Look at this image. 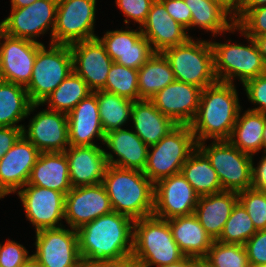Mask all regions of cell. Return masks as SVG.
I'll return each mask as SVG.
<instances>
[{"instance_id":"1","label":"cell","mask_w":266,"mask_h":267,"mask_svg":"<svg viewBox=\"0 0 266 267\" xmlns=\"http://www.w3.org/2000/svg\"><path fill=\"white\" fill-rule=\"evenodd\" d=\"M79 254L87 267L132 257L134 220L112 211L77 230Z\"/></svg>"},{"instance_id":"2","label":"cell","mask_w":266,"mask_h":267,"mask_svg":"<svg viewBox=\"0 0 266 267\" xmlns=\"http://www.w3.org/2000/svg\"><path fill=\"white\" fill-rule=\"evenodd\" d=\"M233 83L217 81L201 90L197 114L190 124L196 144L228 140L242 106Z\"/></svg>"},{"instance_id":"3","label":"cell","mask_w":266,"mask_h":267,"mask_svg":"<svg viewBox=\"0 0 266 267\" xmlns=\"http://www.w3.org/2000/svg\"><path fill=\"white\" fill-rule=\"evenodd\" d=\"M102 183L113 211L133 220L153 215L154 184L143 171L108 165Z\"/></svg>"},{"instance_id":"4","label":"cell","mask_w":266,"mask_h":267,"mask_svg":"<svg viewBox=\"0 0 266 267\" xmlns=\"http://www.w3.org/2000/svg\"><path fill=\"white\" fill-rule=\"evenodd\" d=\"M184 257L167 220L153 215L134 220L132 258L142 267H161Z\"/></svg>"},{"instance_id":"5","label":"cell","mask_w":266,"mask_h":267,"mask_svg":"<svg viewBox=\"0 0 266 267\" xmlns=\"http://www.w3.org/2000/svg\"><path fill=\"white\" fill-rule=\"evenodd\" d=\"M241 36L248 40V45L219 43L211 40L214 61V73L220 82L234 83L239 80L242 85L249 79L266 73V64L253 38L244 34L238 27Z\"/></svg>"},{"instance_id":"6","label":"cell","mask_w":266,"mask_h":267,"mask_svg":"<svg viewBox=\"0 0 266 267\" xmlns=\"http://www.w3.org/2000/svg\"><path fill=\"white\" fill-rule=\"evenodd\" d=\"M162 54L168 60L177 81L193 84L201 89L218 81L214 73L213 50L209 40H194L191 37L187 42L168 48Z\"/></svg>"},{"instance_id":"7","label":"cell","mask_w":266,"mask_h":267,"mask_svg":"<svg viewBox=\"0 0 266 267\" xmlns=\"http://www.w3.org/2000/svg\"><path fill=\"white\" fill-rule=\"evenodd\" d=\"M196 147L190 125H177L158 143L149 146L147 164L143 173L153 184L178 174Z\"/></svg>"},{"instance_id":"8","label":"cell","mask_w":266,"mask_h":267,"mask_svg":"<svg viewBox=\"0 0 266 267\" xmlns=\"http://www.w3.org/2000/svg\"><path fill=\"white\" fill-rule=\"evenodd\" d=\"M73 71L69 45L49 43L42 45L36 55L32 76L26 90L32 103H42Z\"/></svg>"},{"instance_id":"9","label":"cell","mask_w":266,"mask_h":267,"mask_svg":"<svg viewBox=\"0 0 266 267\" xmlns=\"http://www.w3.org/2000/svg\"><path fill=\"white\" fill-rule=\"evenodd\" d=\"M197 143L217 172L221 187L225 191L240 192L252 188L253 156L240 151L228 140Z\"/></svg>"},{"instance_id":"10","label":"cell","mask_w":266,"mask_h":267,"mask_svg":"<svg viewBox=\"0 0 266 267\" xmlns=\"http://www.w3.org/2000/svg\"><path fill=\"white\" fill-rule=\"evenodd\" d=\"M96 0H58L53 44L71 45L97 38Z\"/></svg>"},{"instance_id":"11","label":"cell","mask_w":266,"mask_h":267,"mask_svg":"<svg viewBox=\"0 0 266 267\" xmlns=\"http://www.w3.org/2000/svg\"><path fill=\"white\" fill-rule=\"evenodd\" d=\"M58 0H37L21 8H11L10 15L0 22V30L6 35L27 39L36 43L37 37L50 30V44L56 23Z\"/></svg>"},{"instance_id":"12","label":"cell","mask_w":266,"mask_h":267,"mask_svg":"<svg viewBox=\"0 0 266 267\" xmlns=\"http://www.w3.org/2000/svg\"><path fill=\"white\" fill-rule=\"evenodd\" d=\"M35 234L33 255L42 267H76L82 261L77 230L62 226L42 229Z\"/></svg>"},{"instance_id":"13","label":"cell","mask_w":266,"mask_h":267,"mask_svg":"<svg viewBox=\"0 0 266 267\" xmlns=\"http://www.w3.org/2000/svg\"><path fill=\"white\" fill-rule=\"evenodd\" d=\"M28 221L35 232L64 226L65 195L59 191L35 185H25L17 191ZM60 222V223H59Z\"/></svg>"},{"instance_id":"14","label":"cell","mask_w":266,"mask_h":267,"mask_svg":"<svg viewBox=\"0 0 266 267\" xmlns=\"http://www.w3.org/2000/svg\"><path fill=\"white\" fill-rule=\"evenodd\" d=\"M199 197L181 172L171 175L154 184L153 216L168 220L192 215Z\"/></svg>"},{"instance_id":"15","label":"cell","mask_w":266,"mask_h":267,"mask_svg":"<svg viewBox=\"0 0 266 267\" xmlns=\"http://www.w3.org/2000/svg\"><path fill=\"white\" fill-rule=\"evenodd\" d=\"M42 45L8 36L0 30V80L27 87L37 51Z\"/></svg>"},{"instance_id":"16","label":"cell","mask_w":266,"mask_h":267,"mask_svg":"<svg viewBox=\"0 0 266 267\" xmlns=\"http://www.w3.org/2000/svg\"><path fill=\"white\" fill-rule=\"evenodd\" d=\"M113 211L103 183L72 187L65 195L64 220L68 227H80Z\"/></svg>"},{"instance_id":"17","label":"cell","mask_w":266,"mask_h":267,"mask_svg":"<svg viewBox=\"0 0 266 267\" xmlns=\"http://www.w3.org/2000/svg\"><path fill=\"white\" fill-rule=\"evenodd\" d=\"M27 127H22V135L40 153L64 152L70 146L66 113L43 109L30 118Z\"/></svg>"},{"instance_id":"18","label":"cell","mask_w":266,"mask_h":267,"mask_svg":"<svg viewBox=\"0 0 266 267\" xmlns=\"http://www.w3.org/2000/svg\"><path fill=\"white\" fill-rule=\"evenodd\" d=\"M39 150L23 135L0 159V199L15 194L29 180Z\"/></svg>"},{"instance_id":"19","label":"cell","mask_w":266,"mask_h":267,"mask_svg":"<svg viewBox=\"0 0 266 267\" xmlns=\"http://www.w3.org/2000/svg\"><path fill=\"white\" fill-rule=\"evenodd\" d=\"M73 58V71L79 75L88 88L94 92L105 87L107 75L113 60L98 38L69 45Z\"/></svg>"},{"instance_id":"20","label":"cell","mask_w":266,"mask_h":267,"mask_svg":"<svg viewBox=\"0 0 266 267\" xmlns=\"http://www.w3.org/2000/svg\"><path fill=\"white\" fill-rule=\"evenodd\" d=\"M128 28L129 25L126 30H108L103 37L97 38L105 46L113 62L138 70L155 52L140 28Z\"/></svg>"},{"instance_id":"21","label":"cell","mask_w":266,"mask_h":267,"mask_svg":"<svg viewBox=\"0 0 266 267\" xmlns=\"http://www.w3.org/2000/svg\"><path fill=\"white\" fill-rule=\"evenodd\" d=\"M201 90L196 85L175 80L149 100L177 125H190L198 111Z\"/></svg>"},{"instance_id":"22","label":"cell","mask_w":266,"mask_h":267,"mask_svg":"<svg viewBox=\"0 0 266 267\" xmlns=\"http://www.w3.org/2000/svg\"><path fill=\"white\" fill-rule=\"evenodd\" d=\"M140 29L155 53L183 44L192 37L186 28L167 13L160 0L152 3L147 19Z\"/></svg>"},{"instance_id":"23","label":"cell","mask_w":266,"mask_h":267,"mask_svg":"<svg viewBox=\"0 0 266 267\" xmlns=\"http://www.w3.org/2000/svg\"><path fill=\"white\" fill-rule=\"evenodd\" d=\"M108 165L143 171L147 164L149 146L133 131L119 128L105 134L103 145ZM117 159L115 158V156Z\"/></svg>"},{"instance_id":"24","label":"cell","mask_w":266,"mask_h":267,"mask_svg":"<svg viewBox=\"0 0 266 267\" xmlns=\"http://www.w3.org/2000/svg\"><path fill=\"white\" fill-rule=\"evenodd\" d=\"M64 153L72 187L102 183L108 167L102 146H69Z\"/></svg>"},{"instance_id":"25","label":"cell","mask_w":266,"mask_h":267,"mask_svg":"<svg viewBox=\"0 0 266 267\" xmlns=\"http://www.w3.org/2000/svg\"><path fill=\"white\" fill-rule=\"evenodd\" d=\"M70 146H94L95 138L103 144L105 133L100 121L96 94L82 99L68 114Z\"/></svg>"},{"instance_id":"26","label":"cell","mask_w":266,"mask_h":267,"mask_svg":"<svg viewBox=\"0 0 266 267\" xmlns=\"http://www.w3.org/2000/svg\"><path fill=\"white\" fill-rule=\"evenodd\" d=\"M238 201V192L221 191L200 196L194 215L213 241L217 240Z\"/></svg>"},{"instance_id":"27","label":"cell","mask_w":266,"mask_h":267,"mask_svg":"<svg viewBox=\"0 0 266 267\" xmlns=\"http://www.w3.org/2000/svg\"><path fill=\"white\" fill-rule=\"evenodd\" d=\"M130 122L133 123V129H135L133 131L148 146L158 143L177 126L148 99L133 102Z\"/></svg>"},{"instance_id":"28","label":"cell","mask_w":266,"mask_h":267,"mask_svg":"<svg viewBox=\"0 0 266 267\" xmlns=\"http://www.w3.org/2000/svg\"><path fill=\"white\" fill-rule=\"evenodd\" d=\"M26 185L53 189L66 195L72 186L65 153H40Z\"/></svg>"},{"instance_id":"29","label":"cell","mask_w":266,"mask_h":267,"mask_svg":"<svg viewBox=\"0 0 266 267\" xmlns=\"http://www.w3.org/2000/svg\"><path fill=\"white\" fill-rule=\"evenodd\" d=\"M167 221L171 228L173 239L185 256L200 258L207 255L213 240L194 214L177 216Z\"/></svg>"},{"instance_id":"30","label":"cell","mask_w":266,"mask_h":267,"mask_svg":"<svg viewBox=\"0 0 266 267\" xmlns=\"http://www.w3.org/2000/svg\"><path fill=\"white\" fill-rule=\"evenodd\" d=\"M41 103H32L26 87L0 80V127H23L19 124Z\"/></svg>"},{"instance_id":"31","label":"cell","mask_w":266,"mask_h":267,"mask_svg":"<svg viewBox=\"0 0 266 267\" xmlns=\"http://www.w3.org/2000/svg\"><path fill=\"white\" fill-rule=\"evenodd\" d=\"M191 10V28L211 32L212 36L237 31L234 18L221 6L209 0H184Z\"/></svg>"},{"instance_id":"32","label":"cell","mask_w":266,"mask_h":267,"mask_svg":"<svg viewBox=\"0 0 266 267\" xmlns=\"http://www.w3.org/2000/svg\"><path fill=\"white\" fill-rule=\"evenodd\" d=\"M241 112L240 110L228 141L243 153L255 156L262 150L266 114L248 109L242 115Z\"/></svg>"},{"instance_id":"33","label":"cell","mask_w":266,"mask_h":267,"mask_svg":"<svg viewBox=\"0 0 266 267\" xmlns=\"http://www.w3.org/2000/svg\"><path fill=\"white\" fill-rule=\"evenodd\" d=\"M181 173L199 196L223 191L217 172L198 147L188 156Z\"/></svg>"},{"instance_id":"34","label":"cell","mask_w":266,"mask_h":267,"mask_svg":"<svg viewBox=\"0 0 266 267\" xmlns=\"http://www.w3.org/2000/svg\"><path fill=\"white\" fill-rule=\"evenodd\" d=\"M175 80L174 72L165 56L162 53H154L138 69L139 96L149 100Z\"/></svg>"},{"instance_id":"35","label":"cell","mask_w":266,"mask_h":267,"mask_svg":"<svg viewBox=\"0 0 266 267\" xmlns=\"http://www.w3.org/2000/svg\"><path fill=\"white\" fill-rule=\"evenodd\" d=\"M104 133L123 128L130 121L133 102L115 93L94 91Z\"/></svg>"},{"instance_id":"36","label":"cell","mask_w":266,"mask_h":267,"mask_svg":"<svg viewBox=\"0 0 266 267\" xmlns=\"http://www.w3.org/2000/svg\"><path fill=\"white\" fill-rule=\"evenodd\" d=\"M91 93L87 83L72 71L41 104H47L50 110L68 114Z\"/></svg>"},{"instance_id":"37","label":"cell","mask_w":266,"mask_h":267,"mask_svg":"<svg viewBox=\"0 0 266 267\" xmlns=\"http://www.w3.org/2000/svg\"><path fill=\"white\" fill-rule=\"evenodd\" d=\"M256 232L257 230L247 211L237 201L217 241L244 245Z\"/></svg>"},{"instance_id":"38","label":"cell","mask_w":266,"mask_h":267,"mask_svg":"<svg viewBox=\"0 0 266 267\" xmlns=\"http://www.w3.org/2000/svg\"><path fill=\"white\" fill-rule=\"evenodd\" d=\"M132 101L142 100L139 96L138 70L113 62L102 89Z\"/></svg>"},{"instance_id":"39","label":"cell","mask_w":266,"mask_h":267,"mask_svg":"<svg viewBox=\"0 0 266 267\" xmlns=\"http://www.w3.org/2000/svg\"><path fill=\"white\" fill-rule=\"evenodd\" d=\"M205 258L213 267H250L244 245L213 241Z\"/></svg>"},{"instance_id":"40","label":"cell","mask_w":266,"mask_h":267,"mask_svg":"<svg viewBox=\"0 0 266 267\" xmlns=\"http://www.w3.org/2000/svg\"><path fill=\"white\" fill-rule=\"evenodd\" d=\"M238 201L247 211L256 230L266 229V192L249 188L238 192Z\"/></svg>"},{"instance_id":"41","label":"cell","mask_w":266,"mask_h":267,"mask_svg":"<svg viewBox=\"0 0 266 267\" xmlns=\"http://www.w3.org/2000/svg\"><path fill=\"white\" fill-rule=\"evenodd\" d=\"M235 25L247 36L266 34V6L254 9H238Z\"/></svg>"},{"instance_id":"42","label":"cell","mask_w":266,"mask_h":267,"mask_svg":"<svg viewBox=\"0 0 266 267\" xmlns=\"http://www.w3.org/2000/svg\"><path fill=\"white\" fill-rule=\"evenodd\" d=\"M155 0H115L117 7L123 12L124 23L128 25L131 19L139 25V28L145 23L151 5Z\"/></svg>"},{"instance_id":"43","label":"cell","mask_w":266,"mask_h":267,"mask_svg":"<svg viewBox=\"0 0 266 267\" xmlns=\"http://www.w3.org/2000/svg\"><path fill=\"white\" fill-rule=\"evenodd\" d=\"M248 100L254 105V108L248 110L266 114V73L249 79L243 84Z\"/></svg>"},{"instance_id":"44","label":"cell","mask_w":266,"mask_h":267,"mask_svg":"<svg viewBox=\"0 0 266 267\" xmlns=\"http://www.w3.org/2000/svg\"><path fill=\"white\" fill-rule=\"evenodd\" d=\"M26 247L13 240L0 244V267H21L31 256Z\"/></svg>"},{"instance_id":"45","label":"cell","mask_w":266,"mask_h":267,"mask_svg":"<svg viewBox=\"0 0 266 267\" xmlns=\"http://www.w3.org/2000/svg\"><path fill=\"white\" fill-rule=\"evenodd\" d=\"M244 246L250 267L266 264V229L257 230Z\"/></svg>"},{"instance_id":"46","label":"cell","mask_w":266,"mask_h":267,"mask_svg":"<svg viewBox=\"0 0 266 267\" xmlns=\"http://www.w3.org/2000/svg\"><path fill=\"white\" fill-rule=\"evenodd\" d=\"M167 13L187 31L191 28V10L184 0H160Z\"/></svg>"},{"instance_id":"47","label":"cell","mask_w":266,"mask_h":267,"mask_svg":"<svg viewBox=\"0 0 266 267\" xmlns=\"http://www.w3.org/2000/svg\"><path fill=\"white\" fill-rule=\"evenodd\" d=\"M22 135V127H0V159Z\"/></svg>"},{"instance_id":"48","label":"cell","mask_w":266,"mask_h":267,"mask_svg":"<svg viewBox=\"0 0 266 267\" xmlns=\"http://www.w3.org/2000/svg\"><path fill=\"white\" fill-rule=\"evenodd\" d=\"M262 154L257 166L254 165V156L252 159V188L266 192V152Z\"/></svg>"},{"instance_id":"49","label":"cell","mask_w":266,"mask_h":267,"mask_svg":"<svg viewBox=\"0 0 266 267\" xmlns=\"http://www.w3.org/2000/svg\"><path fill=\"white\" fill-rule=\"evenodd\" d=\"M224 8L236 20L240 0H209Z\"/></svg>"},{"instance_id":"50","label":"cell","mask_w":266,"mask_h":267,"mask_svg":"<svg viewBox=\"0 0 266 267\" xmlns=\"http://www.w3.org/2000/svg\"><path fill=\"white\" fill-rule=\"evenodd\" d=\"M93 267H142L135 259L128 258L119 262H111L108 264L96 265Z\"/></svg>"},{"instance_id":"51","label":"cell","mask_w":266,"mask_h":267,"mask_svg":"<svg viewBox=\"0 0 266 267\" xmlns=\"http://www.w3.org/2000/svg\"><path fill=\"white\" fill-rule=\"evenodd\" d=\"M266 6V0H240L239 9H254Z\"/></svg>"},{"instance_id":"52","label":"cell","mask_w":266,"mask_h":267,"mask_svg":"<svg viewBox=\"0 0 266 267\" xmlns=\"http://www.w3.org/2000/svg\"><path fill=\"white\" fill-rule=\"evenodd\" d=\"M255 41L258 50L260 54L262 55V58L266 64V34L265 35H260L257 37H251Z\"/></svg>"},{"instance_id":"53","label":"cell","mask_w":266,"mask_h":267,"mask_svg":"<svg viewBox=\"0 0 266 267\" xmlns=\"http://www.w3.org/2000/svg\"><path fill=\"white\" fill-rule=\"evenodd\" d=\"M161 267H192V257L185 256L182 260Z\"/></svg>"},{"instance_id":"54","label":"cell","mask_w":266,"mask_h":267,"mask_svg":"<svg viewBox=\"0 0 266 267\" xmlns=\"http://www.w3.org/2000/svg\"><path fill=\"white\" fill-rule=\"evenodd\" d=\"M192 267H213L205 257L193 258Z\"/></svg>"},{"instance_id":"55","label":"cell","mask_w":266,"mask_h":267,"mask_svg":"<svg viewBox=\"0 0 266 267\" xmlns=\"http://www.w3.org/2000/svg\"><path fill=\"white\" fill-rule=\"evenodd\" d=\"M37 0H11V8H21L33 4Z\"/></svg>"},{"instance_id":"56","label":"cell","mask_w":266,"mask_h":267,"mask_svg":"<svg viewBox=\"0 0 266 267\" xmlns=\"http://www.w3.org/2000/svg\"><path fill=\"white\" fill-rule=\"evenodd\" d=\"M21 267H42V266L32 254Z\"/></svg>"},{"instance_id":"57","label":"cell","mask_w":266,"mask_h":267,"mask_svg":"<svg viewBox=\"0 0 266 267\" xmlns=\"http://www.w3.org/2000/svg\"><path fill=\"white\" fill-rule=\"evenodd\" d=\"M263 141H262V150L261 152H266V122H265V127L263 130Z\"/></svg>"},{"instance_id":"58","label":"cell","mask_w":266,"mask_h":267,"mask_svg":"<svg viewBox=\"0 0 266 267\" xmlns=\"http://www.w3.org/2000/svg\"><path fill=\"white\" fill-rule=\"evenodd\" d=\"M76 267H87L83 261H81Z\"/></svg>"},{"instance_id":"59","label":"cell","mask_w":266,"mask_h":267,"mask_svg":"<svg viewBox=\"0 0 266 267\" xmlns=\"http://www.w3.org/2000/svg\"><path fill=\"white\" fill-rule=\"evenodd\" d=\"M257 267H266V264L259 265Z\"/></svg>"}]
</instances>
